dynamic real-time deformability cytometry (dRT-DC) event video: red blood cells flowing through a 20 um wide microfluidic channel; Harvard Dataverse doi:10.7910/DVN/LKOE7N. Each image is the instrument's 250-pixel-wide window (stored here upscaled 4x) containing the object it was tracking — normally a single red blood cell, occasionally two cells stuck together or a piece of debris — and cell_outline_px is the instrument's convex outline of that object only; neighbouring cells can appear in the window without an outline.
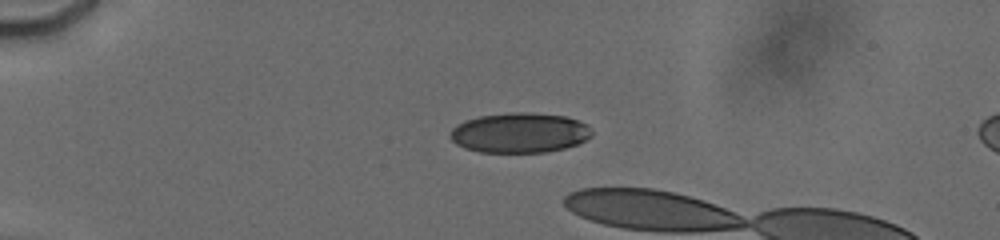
{"species": "human", "species_latin": "Homo sapiens", "temperature_condition": "cold", "stored_images_in_passage": 22, "camera_frame_rate_fps": 3000, "um_per_image_px": 0.085, "donor": {"sex": "male"}, "frame": {"image": 1, "passage_image": 18, "time_ms": 5.0, "image_size_px": [1000, 240], "cell_outline_px": [[592, 136], [576, 144], [564, 148], [544, 152], [480, 152], [456, 144], [448, 136], [452, 128], [456, 124], [464, 120], [480, 116], [512, 112], [528, 112], [568, 116], [588, 124], [592, 132]], "centroid_in_image_um": [44.17, 11.27], "position_along_channel_um": 40.8, "area_um2": 33.12}}